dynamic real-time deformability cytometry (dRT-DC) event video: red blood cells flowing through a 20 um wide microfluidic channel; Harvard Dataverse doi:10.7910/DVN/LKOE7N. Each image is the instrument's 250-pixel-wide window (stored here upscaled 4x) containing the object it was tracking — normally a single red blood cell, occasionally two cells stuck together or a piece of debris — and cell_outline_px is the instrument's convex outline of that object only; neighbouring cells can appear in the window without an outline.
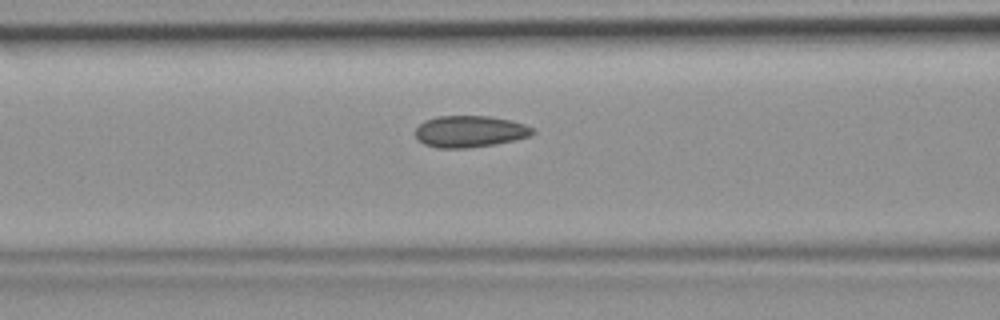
{"species": "common noctule bat (a hibernating species)", "species_latin": "Nyctalus noctula", "temperature_condition": "room temperature", "stored_images_in_passage": 44, "camera_frame_rate_fps": 3000, "um_per_image_px": 0.085, "animal": {"sex": "female", "body_mass_g": 19.9}, "frame": {"image": 1, "passage_image": 16, "time_ms": 5.0, "image_size_px": [1000, 320], "cell_outline_px": [[536, 132], [528, 136], [512, 140], [492, 144], [464, 148], [436, 148], [424, 144], [416, 136], [416, 128], [424, 120], [436, 116], [492, 116], [512, 120], [536, 128]], "centroid_in_image_um": [39.94, 11.15], "position_along_channel_um": 126.7, "area_um2": 21.56}}
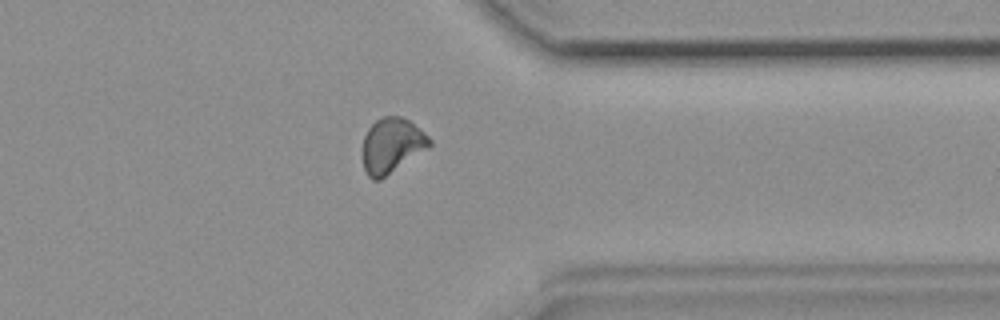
{"frame": {"image": 2, "passage_image": 34, "time_ms": 11.0, "image_size_px": [1000, 320], "cell_outline_px": [[432, 144], [428, 148], [380, 180], [372, 180], [368, 176], [364, 168], [360, 156], [364, 136], [368, 128], [376, 120], [384, 116], [400, 116], [408, 120], [424, 132], [432, 140]], "centroid_in_image_um": [33.26, 12.38], "position_along_channel_um": 378.1, "area_um2": 21.62}}
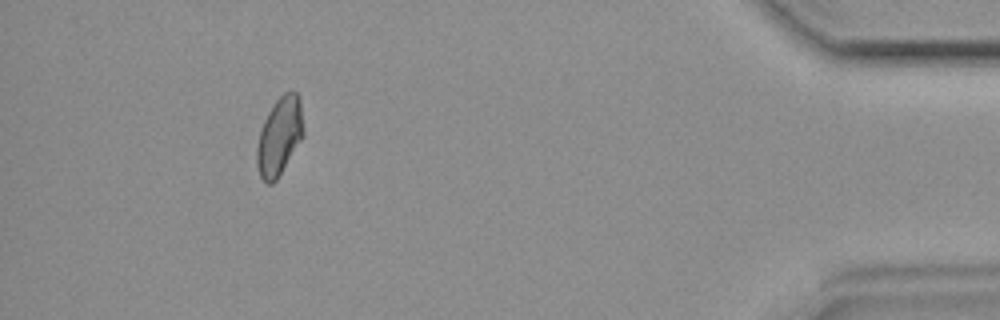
{"frame": {"image": 3, "passage_image": 40, "time_ms": 13.0, "image_size_px": [1000, 320], "cell_outline_px": [[304, 136], [276, 180], [272, 184], [268, 184], [260, 176], [256, 164], [256, 148], [260, 132], [264, 120], [268, 112], [276, 100], [284, 92], [296, 92], [300, 96], [304, 128]], "centroid_in_image_um": [23.77, 11.57], "position_along_channel_um": 411.4, "area_um2": 21.21}}